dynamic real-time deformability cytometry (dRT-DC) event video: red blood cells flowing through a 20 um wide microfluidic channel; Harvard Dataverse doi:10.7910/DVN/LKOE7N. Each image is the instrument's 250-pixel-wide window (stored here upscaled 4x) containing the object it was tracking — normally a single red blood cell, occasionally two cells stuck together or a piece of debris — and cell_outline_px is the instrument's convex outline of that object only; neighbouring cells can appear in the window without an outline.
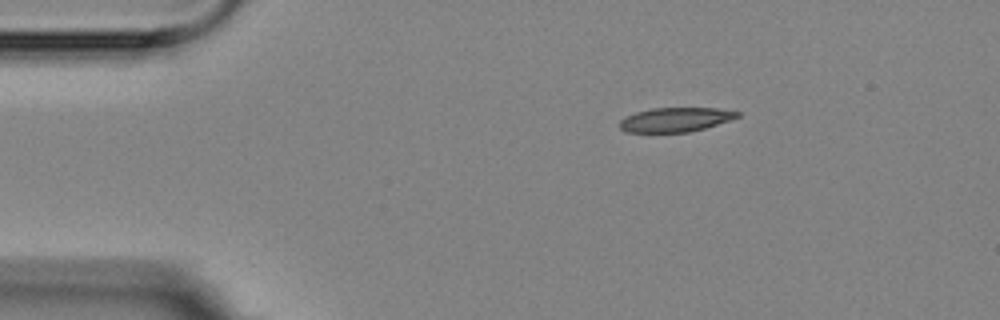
{"species": "Egyptian fruit bat (a non-hibernating species)", "species_latin": "Rousettus aegyptiacus", "temperature_condition": "room temperature", "stored_images_in_passage": 3, "camera_frame_rate_fps": 3000, "um_per_image_px": 0.085, "animal": {"sex": "female"}, "frame": {"image": 1, "passage_image": 1, "time_ms": 0.0, "image_size_px": [1000, 320], "cell_outline_px": [[740, 116], [704, 128], [688, 132], [624, 132], [620, 128], [620, 120], [624, 116], [636, 112], [652, 108], [716, 108], [740, 112]], "centroid_in_image_um": [57.36, 10.16], "position_along_channel_um": 27.6, "area_um2": 16.53}}